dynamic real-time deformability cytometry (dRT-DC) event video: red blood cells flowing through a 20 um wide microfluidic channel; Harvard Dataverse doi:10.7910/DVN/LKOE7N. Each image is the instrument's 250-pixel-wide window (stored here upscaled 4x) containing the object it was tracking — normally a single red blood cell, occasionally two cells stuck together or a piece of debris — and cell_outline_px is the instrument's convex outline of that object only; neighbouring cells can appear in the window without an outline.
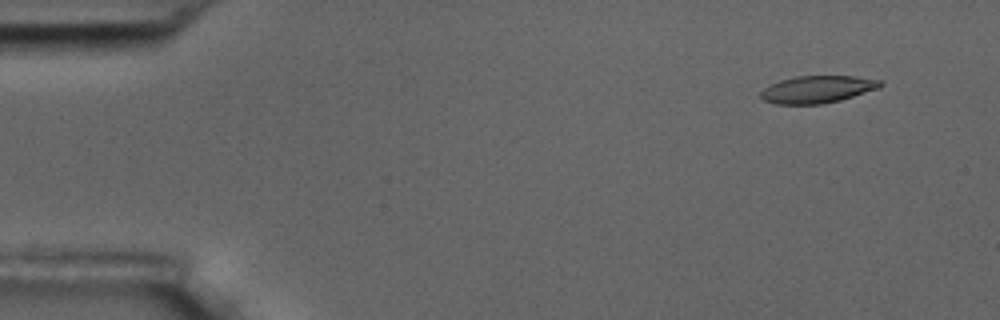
{"species": "common noctule bat (a hibernating species)", "species_latin": "Nyctalus noctula", "temperature_condition": "room temperature", "stored_images_in_passage": 5, "camera_frame_rate_fps": 3000, "um_per_image_px": 0.085, "animal": {"sex": "male", "body_mass_g": 17.5, "forearm_length_mm": 52.3}, "frame": {"image": 1, "passage_image": 2, "time_ms": 1.0, "image_size_px": [1000, 320], "cell_outline_px": [[884, 84], [880, 88], [840, 100], [820, 104], [776, 104], [764, 100], [760, 96], [760, 92], [764, 88], [780, 80], [796, 76], [856, 76], [884, 80]], "centroid_in_image_um": [69.53, 7.58], "position_along_channel_um": 15.5, "area_um2": 19.07}}